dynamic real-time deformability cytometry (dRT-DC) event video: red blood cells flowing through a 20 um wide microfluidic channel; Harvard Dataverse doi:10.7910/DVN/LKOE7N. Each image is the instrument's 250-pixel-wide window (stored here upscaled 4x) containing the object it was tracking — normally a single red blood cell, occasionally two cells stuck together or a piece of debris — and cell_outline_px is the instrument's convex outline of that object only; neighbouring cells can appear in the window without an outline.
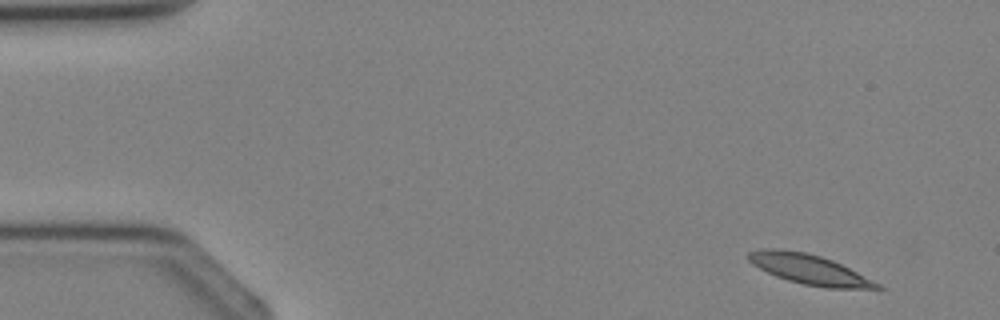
{"species": "Egyptian fruit bat (a non-hibernating species)", "species_latin": "Rousettus aegyptiacus", "temperature_condition": "cold", "stored_images_in_passage": 4, "camera_frame_rate_fps": 3000, "um_per_image_px": 0.085, "animal": {"sex": "female"}, "frame": {"image": 1, "passage_image": 1, "time_ms": 0.0, "image_size_px": [1000, 320], "cell_outline_px": [[884, 288], [828, 288], [804, 284], [788, 280], [776, 276], [752, 264], [748, 260], [748, 252], [756, 248], [776, 248], [804, 252], [820, 256], [832, 260], [880, 284]], "centroid_in_image_um": [68.71, 22.87], "position_along_channel_um": 16.3, "area_um2": 22.02}}